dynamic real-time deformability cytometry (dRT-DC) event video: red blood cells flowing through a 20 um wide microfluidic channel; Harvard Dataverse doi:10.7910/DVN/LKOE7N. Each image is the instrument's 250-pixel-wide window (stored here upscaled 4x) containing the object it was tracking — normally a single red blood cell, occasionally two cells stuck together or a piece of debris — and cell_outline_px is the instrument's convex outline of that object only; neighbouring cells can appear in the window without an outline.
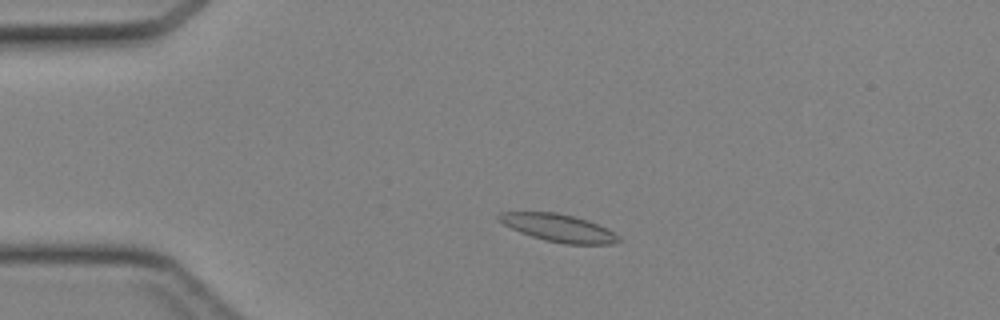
{"species": "Egyptian fruit bat (a non-hibernating species)", "species_latin": "Rousettus aegyptiacus", "temperature_condition": "cold", "stored_images_in_passage": 40, "camera_frame_rate_fps": 3000, "um_per_image_px": 0.085, "animal": {"sex": "female"}, "frame": {"image": 1, "passage_image": 5, "time_ms": 1.333, "image_size_px": [1000, 320], "cell_outline_px": [[620, 240], [612, 244], [564, 244], [544, 240], [520, 232], [504, 224], [496, 216], [500, 212], [556, 212], [576, 216], [588, 220], [608, 228], [620, 236]], "centroid_in_image_um": [47.52, 19.37], "position_along_channel_um": 37.5, "area_um2": 19.31}}
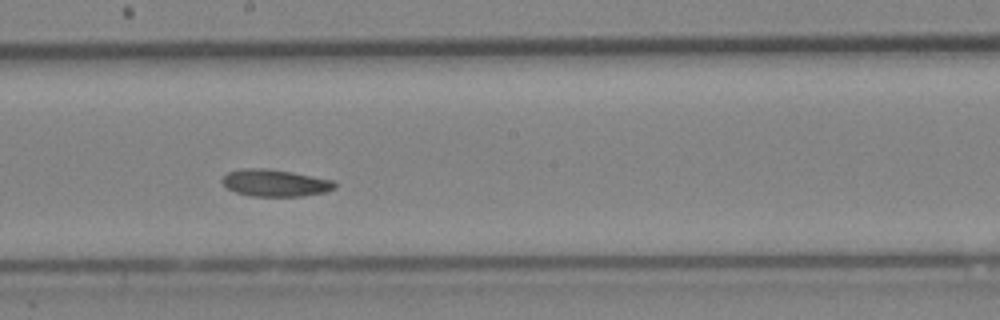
{"frame": {"image": 2, "passage_image": 20, "time_ms": 6.333, "image_size_px": [1000, 320], "cell_outline_px": [[336, 188], [324, 192], [300, 196], [252, 196], [236, 192], [228, 188], [220, 180], [228, 172], [244, 168], [268, 168], [292, 172], [332, 180], [336, 184]], "centroid_in_image_um": [23.37, 15.54], "position_along_channel_um": 224.8, "area_um2": 17.57}}
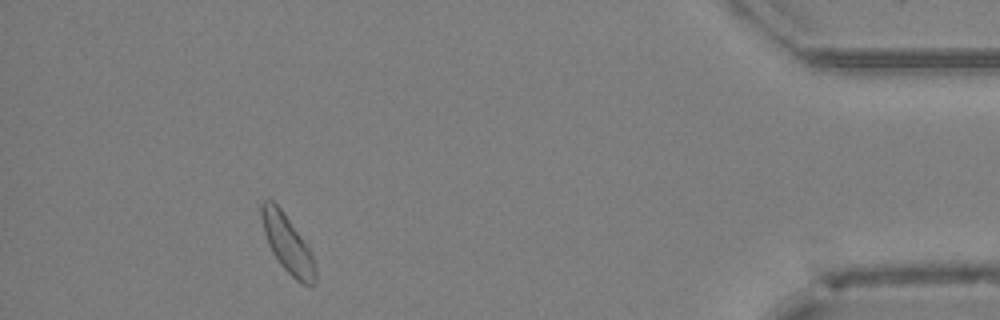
{"frame": {"image": 3, "passage_image": 36, "time_ms": 11.667, "image_size_px": [1000, 320], "cell_outline_px": [[316, 280], [312, 284], [304, 284], [296, 280], [280, 264], [272, 252], [268, 244], [264, 232], [260, 216], [260, 204], [264, 200], [272, 200], [284, 212], [308, 248], [312, 256], [316, 268]], "centroid_in_image_um": [24.4, 20.7], "position_along_channel_um": 410.8, "area_um2": 17.74}}